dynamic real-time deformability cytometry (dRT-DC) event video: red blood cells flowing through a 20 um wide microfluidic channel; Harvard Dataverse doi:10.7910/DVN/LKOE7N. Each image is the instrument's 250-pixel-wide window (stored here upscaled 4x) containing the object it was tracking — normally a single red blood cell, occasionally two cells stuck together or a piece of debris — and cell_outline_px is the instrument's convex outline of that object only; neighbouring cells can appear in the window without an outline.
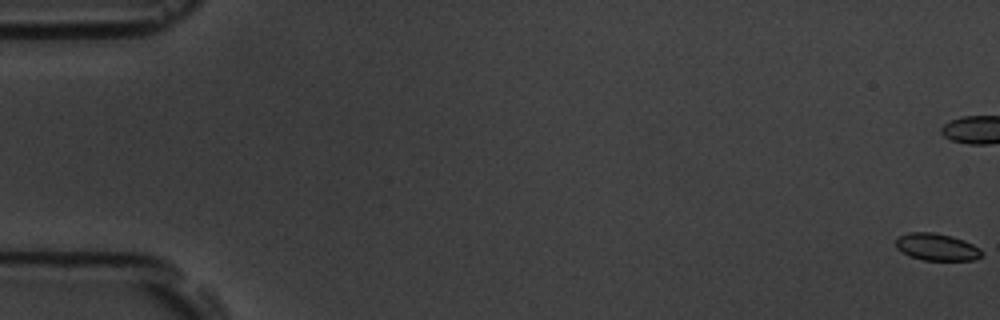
{"species": "common noctule bat (a hibernating species)", "species_latin": "Nyctalus noctula", "temperature_condition": "room temperature", "stored_images_in_passage": 11, "camera_frame_rate_fps": 3000, "um_per_image_px": 0.085, "animal": {"sex": "male", "body_mass_g": 19.5, "forearm_length_mm": 54.6}, "frame": {"image": 1, "passage_image": 1, "time_ms": 0.0, "image_size_px": [1000, 320], "cell_outline_px": [[984, 256], [976, 260], [924, 260], [908, 256], [896, 248], [896, 240], [900, 236], [908, 232], [932, 232], [952, 236], [964, 240], [980, 248], [984, 252]], "centroid_in_image_um": [79.66, 21.0], "position_along_channel_um": 5.3, "area_um2": 13.76}}